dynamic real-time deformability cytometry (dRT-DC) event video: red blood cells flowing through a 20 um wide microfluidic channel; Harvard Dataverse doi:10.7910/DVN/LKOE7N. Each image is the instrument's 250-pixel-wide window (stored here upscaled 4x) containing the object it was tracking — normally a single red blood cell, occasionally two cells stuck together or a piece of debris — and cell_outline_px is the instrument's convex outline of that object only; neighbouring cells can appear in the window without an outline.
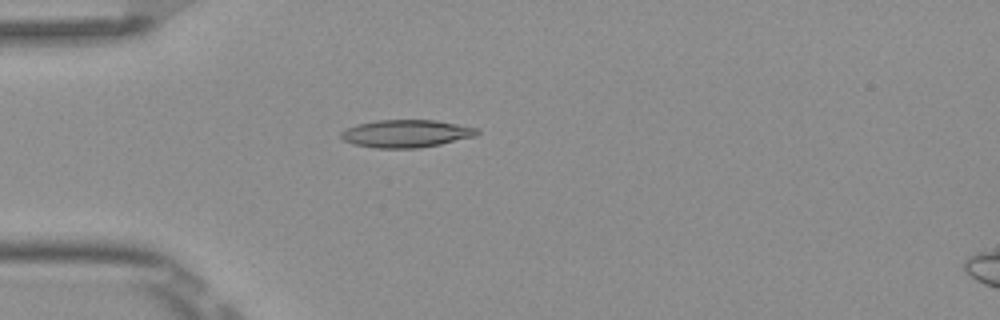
{"species": "Egyptian fruit bat (a non-hibernating species)", "species_latin": "Rousettus aegyptiacus", "temperature_condition": "room temperature", "stored_images_in_passage": 5, "camera_frame_rate_fps": 3000, "um_per_image_px": 0.085, "frame": {"image": 1, "passage_image": 4, "time_ms": 1.0, "image_size_px": [1000, 320], "cell_outline_px": [[480, 132], [476, 136], [440, 144], [420, 148], [376, 148], [352, 144], [344, 140], [340, 136], [340, 132], [356, 124], [376, 120], [436, 120], [480, 128]], "centroid_in_image_um": [34.54, 11.35], "position_along_channel_um": 50.5, "area_um2": 22.08}}